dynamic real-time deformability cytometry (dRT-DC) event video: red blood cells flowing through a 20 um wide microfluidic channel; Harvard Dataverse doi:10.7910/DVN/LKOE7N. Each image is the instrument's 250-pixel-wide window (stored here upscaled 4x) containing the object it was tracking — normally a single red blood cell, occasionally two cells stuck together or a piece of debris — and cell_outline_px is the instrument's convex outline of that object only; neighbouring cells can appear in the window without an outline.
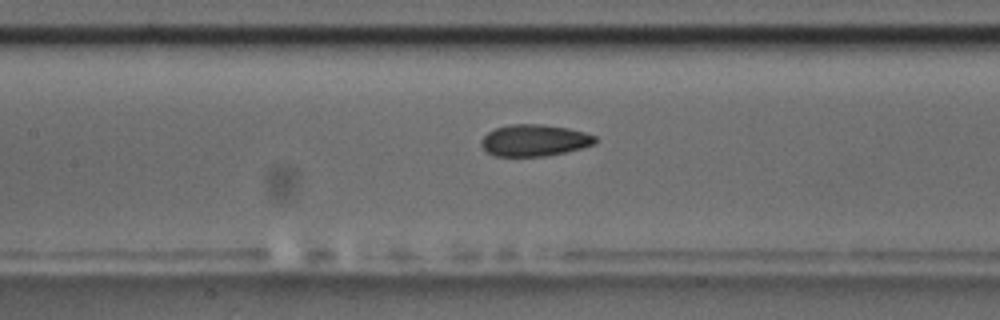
{"species": "common noctule bat (a hibernating species)", "species_latin": "Nyctalus noctula", "temperature_condition": "room temperature", "stored_images_in_passage": 37, "camera_frame_rate_fps": 3000, "um_per_image_px": 0.085, "animal": {"sex": "male", "body_mass_g": 17.5, "forearm_length_mm": 52.3}, "frame": {"image": 1, "passage_image": 14, "time_ms": 4.333, "image_size_px": [1000, 320], "cell_outline_px": [[596, 144], [564, 152], [544, 156], [496, 156], [484, 152], [480, 144], [480, 140], [488, 132], [496, 128], [512, 124], [544, 124], [568, 128], [584, 132], [596, 136]], "centroid_in_image_um": [45.39, 11.93], "position_along_channel_um": 162.0, "area_um2": 21.1}}
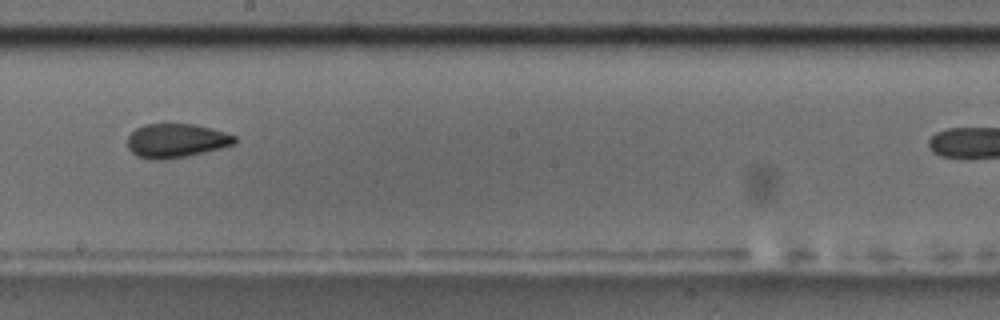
{"frame": {"image": 2, "passage_image": 20, "time_ms": 6.333, "image_size_px": [1000, 320], "cell_outline_px": [[236, 144], [188, 156], [164, 160], [148, 160], [136, 156], [128, 148], [128, 136], [136, 128], [144, 124], [192, 124], [212, 128], [236, 136]], "centroid_in_image_um": [14.96, 11.97], "position_along_channel_um": 233.2, "area_um2": 21.39}}
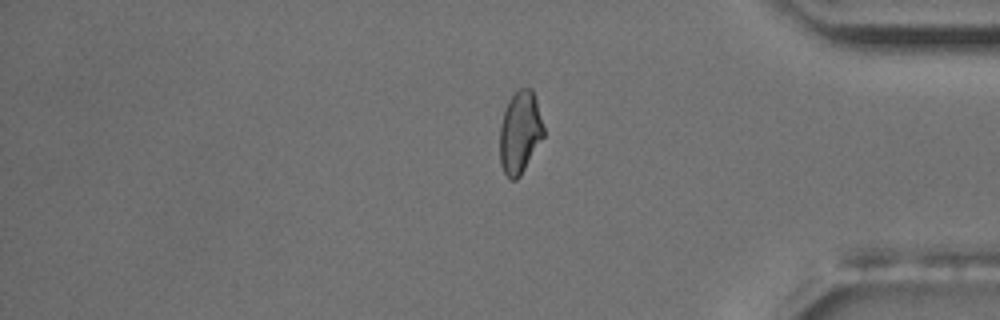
{"frame": {"image": 3, "passage_image": 35, "time_ms": 11.333, "image_size_px": [1000, 320], "cell_outline_px": [[544, 136], [520, 176], [516, 180], [512, 180], [504, 172], [500, 164], [500, 124], [508, 100], [520, 88], [532, 88], [536, 100], [544, 128]], "centroid_in_image_um": [44.19, 11.25], "position_along_channel_um": 391.0, "area_um2": 20.87}, "authors_computed_cell_mechanics": {"area_um2": 21.2126, "velocity_mm_per_s": 3.5839, "shape_relaxation_time_tau1_ms": null, "shape_relaxation_time_tau2_ms": 2.3346, "deformation_change_tau1": null, "deformation_change_tau2": 0.0893}}